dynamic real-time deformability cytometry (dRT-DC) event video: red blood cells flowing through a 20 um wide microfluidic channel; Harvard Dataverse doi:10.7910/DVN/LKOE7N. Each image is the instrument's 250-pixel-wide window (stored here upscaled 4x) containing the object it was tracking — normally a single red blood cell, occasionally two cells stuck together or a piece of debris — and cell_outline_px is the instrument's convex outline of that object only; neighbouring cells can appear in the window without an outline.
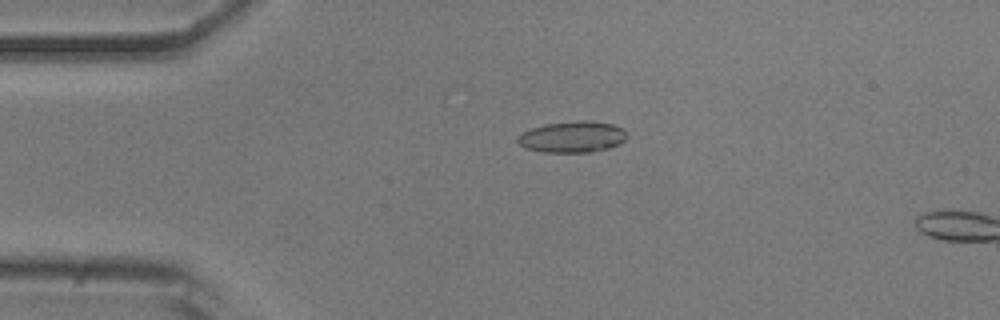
{"species": "common noctule bat (a hibernating species)", "species_latin": "Nyctalus noctula", "temperature_condition": "room temperature", "stored_images_in_passage": 5, "camera_frame_rate_fps": 3000, "um_per_image_px": 0.085, "animal": {"sex": "male", "body_mass_g": 20.5, "forearm_length_mm": 52.5}, "frame": {"image": 1, "passage_image": 3, "time_ms": 0.667, "image_size_px": [1000, 320], "cell_outline_px": [[628, 136], [624, 140], [608, 148], [592, 152], [544, 152], [524, 148], [516, 140], [524, 132], [532, 128], [544, 124], [580, 120], [584, 120], [612, 124], [624, 128]], "centroid_in_image_um": [48.66, 11.63], "position_along_channel_um": 36.3, "area_um2": 19.77}}